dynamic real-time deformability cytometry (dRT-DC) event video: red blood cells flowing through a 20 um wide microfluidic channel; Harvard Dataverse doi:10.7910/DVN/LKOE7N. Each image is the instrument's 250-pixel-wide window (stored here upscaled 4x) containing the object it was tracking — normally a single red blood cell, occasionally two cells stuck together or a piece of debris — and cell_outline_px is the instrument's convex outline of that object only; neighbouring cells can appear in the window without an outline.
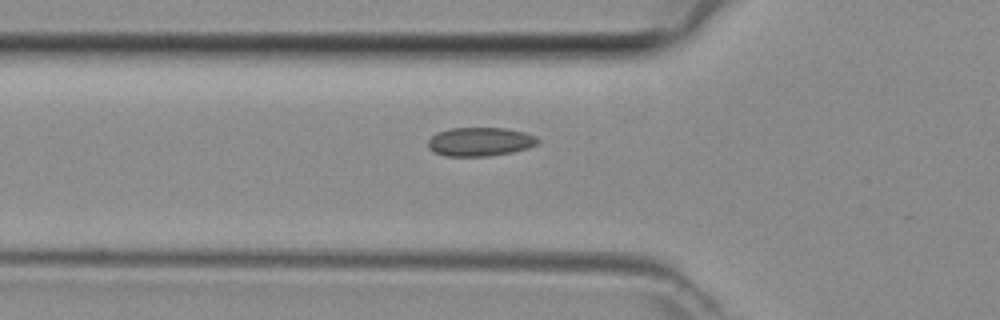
{"species": "common noctule bat (a hibernating species)", "species_latin": "Nyctalus noctula", "temperature_condition": "room temperature", "stored_images_in_passage": 18, "camera_frame_rate_fps": 3000, "um_per_image_px": 0.085, "animal": {"sex": "female", "body_mass_g": 29.2, "forearm_length_mm": 56.3}, "frame": {"image": 1, "passage_image": 8, "time_ms": 2.333, "image_size_px": [1000, 320], "cell_outline_px": [[540, 140], [536, 144], [528, 148], [512, 152], [488, 156], [448, 156], [432, 152], [428, 148], [428, 140], [432, 136], [440, 132], [452, 128], [504, 128], [524, 132], [536, 136]], "centroid_in_image_um": [40.8, 12.05], "position_along_channel_um": 85.0, "area_um2": 18.32}}
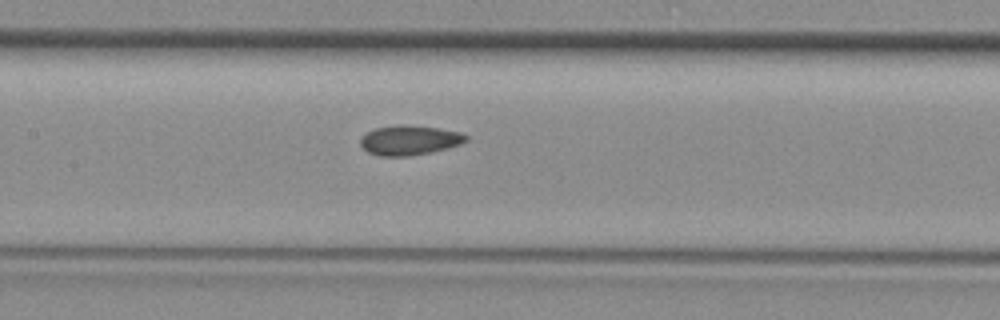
{"frame": {"image": 2, "passage_image": 14, "time_ms": 4.333, "image_size_px": [1000, 320], "cell_outline_px": [[468, 140], [460, 144], [448, 148], [408, 156], [380, 156], [368, 152], [360, 144], [360, 140], [368, 132], [376, 128], [400, 124], [440, 128], [460, 132], [468, 136]], "centroid_in_image_um": [34.83, 11.91], "position_along_channel_um": 172.6, "area_um2": 18.09}}
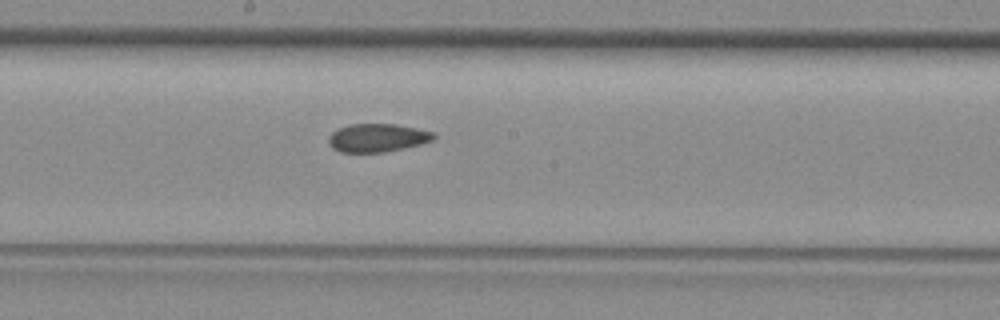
{"frame": {"image": 3, "passage_image": 17, "time_ms": 5.333, "image_size_px": [1000, 320], "cell_outline_px": [[436, 136], [432, 140], [420, 144], [404, 148], [384, 152], [340, 152], [332, 148], [328, 144], [328, 136], [336, 128], [348, 124], [396, 124], [416, 128], [432, 132]], "centroid_in_image_um": [32.02, 11.71], "position_along_channel_um": 216.2, "area_um2": 17.4}}